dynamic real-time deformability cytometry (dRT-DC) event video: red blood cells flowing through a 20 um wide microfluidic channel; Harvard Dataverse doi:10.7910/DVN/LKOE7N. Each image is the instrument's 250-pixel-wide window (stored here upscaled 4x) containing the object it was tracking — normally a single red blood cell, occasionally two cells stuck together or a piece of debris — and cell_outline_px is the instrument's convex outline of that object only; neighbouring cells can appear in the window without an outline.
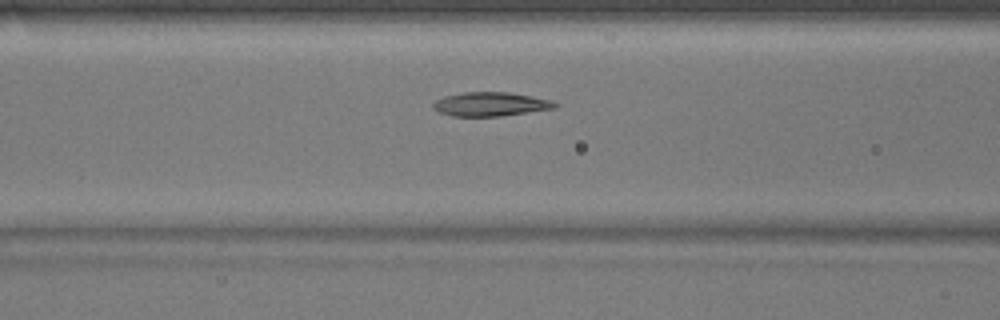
{"species": "common noctule bat (a hibernating species)", "species_latin": "Nyctalus noctula", "temperature_condition": "warm", "stored_images_in_passage": 32, "camera_frame_rate_fps": 3000, "um_per_image_px": 0.085, "animal": {"sex": "male", "body_mass_g": 17.9}, "frame": {"image": 1, "passage_image": 11, "time_ms": 3.333, "image_size_px": [1000, 320], "cell_outline_px": [[560, 104], [556, 108], [500, 116], [452, 116], [436, 112], [432, 108], [432, 104], [436, 100], [444, 96], [464, 92], [508, 92], [552, 100]], "centroid_in_image_um": [41.67, 8.85], "position_along_channel_um": 124.9, "area_um2": 17.11}}
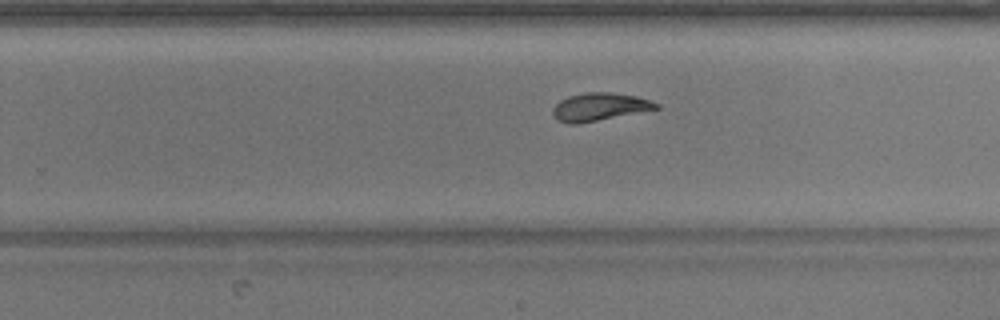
{"frame": {"image": 2, "passage_image": 23, "time_ms": 7.333, "image_size_px": [1000, 320], "cell_outline_px": [[660, 108], [576, 124], [568, 124], [560, 120], [552, 112], [552, 108], [560, 100], [568, 96], [584, 92], [612, 92], [636, 96], [660, 104]], "centroid_in_image_um": [50.95, 9.06], "position_along_channel_um": 278.9, "area_um2": 16.53}}
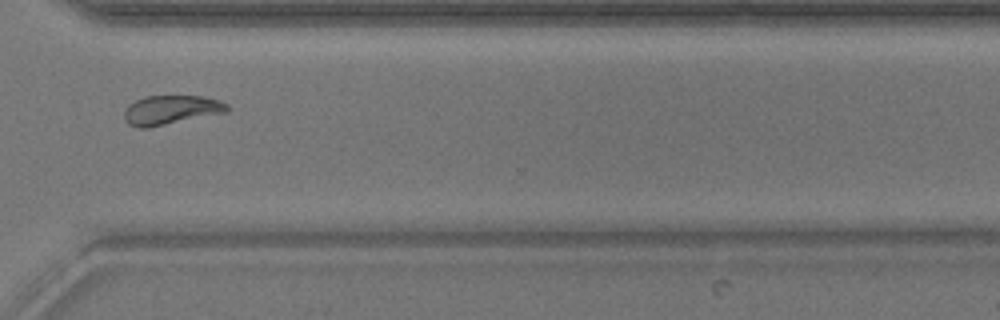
{"frame": {"image": 3, "passage_image": 29, "time_ms": 9.333, "image_size_px": [1000, 320], "cell_outline_px": [[228, 112], [148, 128], [140, 128], [128, 124], [124, 120], [124, 112], [128, 104], [144, 96], [204, 96], [220, 100], [228, 104]], "centroid_in_image_um": [14.53, 9.34], "position_along_channel_um": 356.1, "area_um2": 17.69}, "authors_computed_cell_mechanics": {"area_um2": 16.7042, "velocity_mm_per_s": 3.8525, "shape_relaxation_time_tau1_ms": 6.7071, "shape_relaxation_time_tau2_ms": 3.4741, "deformation_change_tau1": 0.2043, "deformation_change_tau2": 0.0576}}